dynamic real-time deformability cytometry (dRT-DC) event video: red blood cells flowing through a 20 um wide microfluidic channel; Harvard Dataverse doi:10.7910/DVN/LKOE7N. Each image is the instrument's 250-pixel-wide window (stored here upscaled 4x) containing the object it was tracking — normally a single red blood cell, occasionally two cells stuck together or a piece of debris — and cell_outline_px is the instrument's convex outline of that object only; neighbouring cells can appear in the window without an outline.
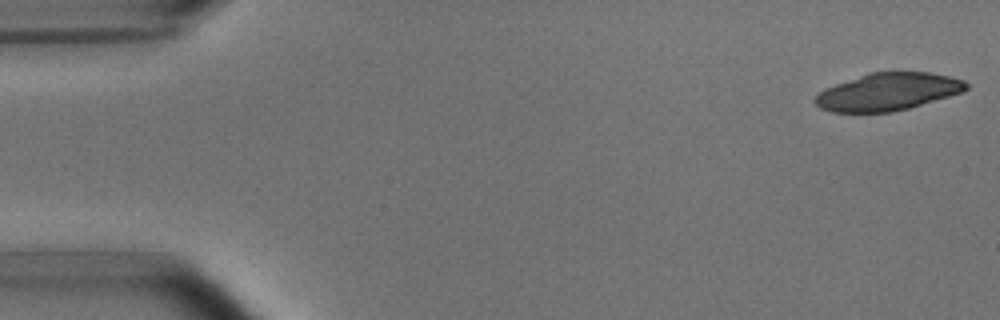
{"species": "common noctule bat (a hibernating species)", "species_latin": "Nyctalus noctula", "temperature_condition": "room temperature", "stored_images_in_passage": 5, "camera_frame_rate_fps": 3000, "um_per_image_px": 0.085, "animal": {"sex": "male", "body_mass_g": 15.6}, "frame": {"image": 1, "passage_image": 1, "time_ms": 0.0, "image_size_px": [1000, 320], "cell_outline_px": [[968, 88], [964, 92], [908, 108], [892, 112], [832, 112], [820, 108], [812, 100], [820, 92], [836, 84], [868, 72], [928, 72], [948, 76], [964, 80], [968, 84]], "centroid_in_image_um": [75.49, 7.8], "position_along_channel_um": 9.5, "area_um2": 32.83}}